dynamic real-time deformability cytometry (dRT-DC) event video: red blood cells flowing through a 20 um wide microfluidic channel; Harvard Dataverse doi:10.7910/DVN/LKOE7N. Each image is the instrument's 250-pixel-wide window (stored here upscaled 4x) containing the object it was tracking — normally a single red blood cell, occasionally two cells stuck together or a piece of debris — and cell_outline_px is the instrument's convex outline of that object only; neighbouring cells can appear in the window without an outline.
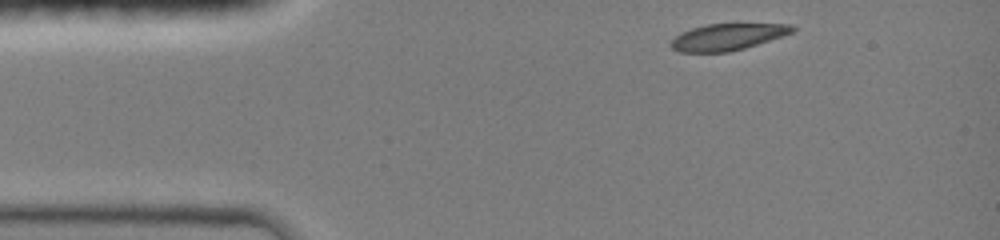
{"species": "common noctule bat (a hibernating species)", "species_latin": "Nyctalus noctula", "temperature_condition": "room temperature", "stored_images_in_passage": 8, "camera_frame_rate_fps": 3000, "um_per_image_px": 0.085, "animal": {"sex": "female", "body_mass_g": 19.0, "forearm_length_mm": 51.5}, "frame": {"image": 1, "passage_image": 1, "time_ms": 0.0, "image_size_px": [1000, 240], "cell_outline_px": [[796, 28], [792, 32], [784, 36], [744, 48], [728, 52], [680, 52], [672, 48], [668, 44], [680, 32], [692, 28], [708, 24], [792, 24]], "centroid_in_image_um": [61.83, 3.14], "position_along_channel_um": 23.2, "area_um2": 18.79}}
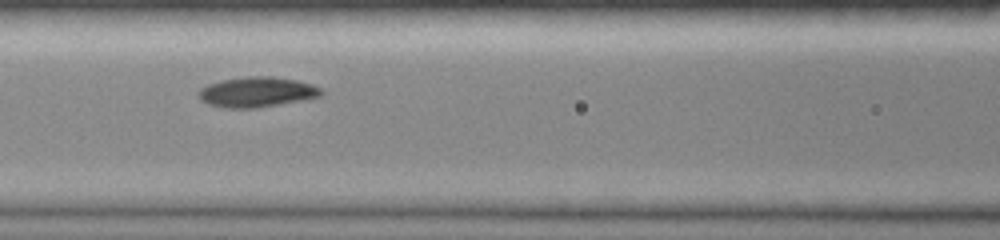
{"frame": {"image": 2, "passage_image": 6, "time_ms": 4.333, "image_size_px": [1000, 240], "cell_outline_px": [[324, 92], [320, 96], [280, 104], [256, 108], [224, 108], [208, 104], [200, 100], [200, 88], [208, 84], [224, 80], [248, 76], [272, 76], [296, 80], [312, 84], [320, 88]], "centroid_in_image_um": [21.83, 7.82], "position_along_channel_um": 144.8, "area_um2": 21.39}}
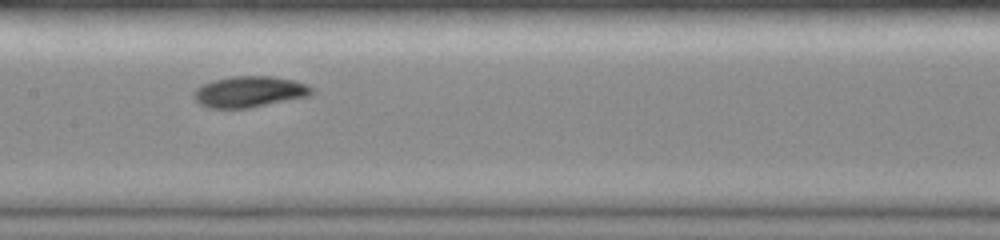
{"frame": {"image": 3, "passage_image": 7, "time_ms": 5.333, "image_size_px": [1000, 240], "cell_outline_px": [[312, 92], [308, 96], [248, 108], [208, 108], [200, 104], [192, 96], [196, 88], [204, 84], [216, 80], [232, 76], [272, 76], [292, 80], [304, 84], [312, 88]], "centroid_in_image_um": [21.16, 7.8], "position_along_channel_um": 186.2, "area_um2": 20.98}}